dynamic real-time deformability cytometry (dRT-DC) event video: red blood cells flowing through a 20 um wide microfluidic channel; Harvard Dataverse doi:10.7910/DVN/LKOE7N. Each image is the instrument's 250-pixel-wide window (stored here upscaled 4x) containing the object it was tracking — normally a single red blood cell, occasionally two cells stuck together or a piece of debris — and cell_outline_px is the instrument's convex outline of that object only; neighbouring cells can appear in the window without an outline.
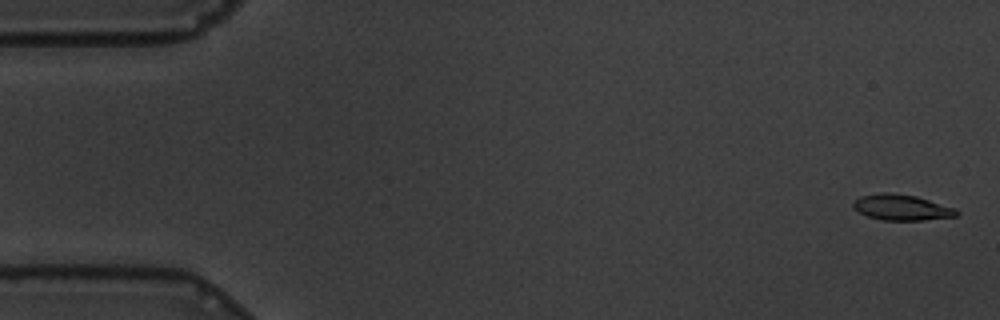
{"species": "common noctule bat (a hibernating species)", "species_latin": "Nyctalus noctula", "temperature_condition": "warm", "stored_images_in_passage": 18, "camera_frame_rate_fps": 3000, "um_per_image_px": 0.085, "animal": {"sex": "male", "body_mass_g": 19.5, "forearm_length_mm": 54.6}, "frame": {"image": 1, "passage_image": 2, "time_ms": 0.333, "image_size_px": [1000, 320], "cell_outline_px": [[960, 212], [956, 216], [924, 220], [880, 220], [868, 216], [852, 208], [852, 204], [860, 196], [884, 192], [892, 192], [916, 196], [956, 208]], "centroid_in_image_um": [76.64, 17.63], "position_along_channel_um": 8.4, "area_um2": 15.55}}